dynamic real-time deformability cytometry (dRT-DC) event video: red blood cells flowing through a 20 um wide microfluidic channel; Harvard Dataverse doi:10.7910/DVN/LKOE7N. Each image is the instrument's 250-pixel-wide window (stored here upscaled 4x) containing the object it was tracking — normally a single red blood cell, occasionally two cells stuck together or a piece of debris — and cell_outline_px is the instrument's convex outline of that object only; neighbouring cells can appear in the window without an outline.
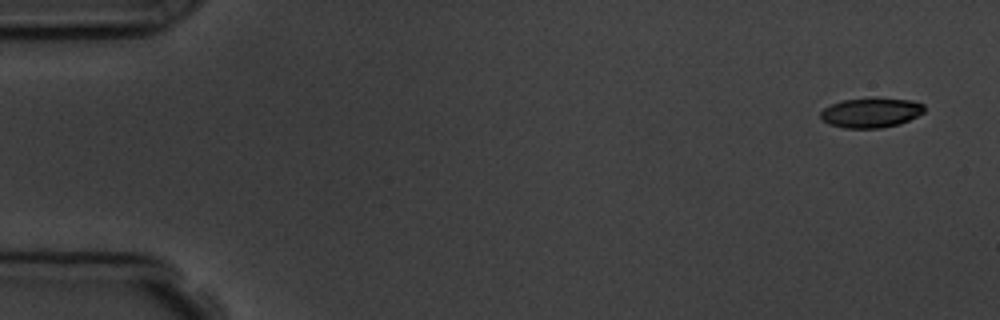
{"species": "common noctule bat (a hibernating species)", "species_latin": "Nyctalus noctula", "temperature_condition": "room temperature", "stored_images_in_passage": 5, "camera_frame_rate_fps": 3000, "um_per_image_px": 0.085, "animal": {"sex": "male", "body_mass_g": 19.5, "forearm_length_mm": 54.6}, "frame": {"image": 1, "passage_image": 1, "time_ms": 0.0, "image_size_px": [1000, 320], "cell_outline_px": [[924, 112], [900, 124], [880, 128], [844, 128], [828, 124], [820, 120], [820, 112], [824, 108], [832, 104], [844, 100], [912, 100], [924, 104]], "centroid_in_image_um": [73.99, 9.62], "position_along_channel_um": 11.0, "area_um2": 17.46}}